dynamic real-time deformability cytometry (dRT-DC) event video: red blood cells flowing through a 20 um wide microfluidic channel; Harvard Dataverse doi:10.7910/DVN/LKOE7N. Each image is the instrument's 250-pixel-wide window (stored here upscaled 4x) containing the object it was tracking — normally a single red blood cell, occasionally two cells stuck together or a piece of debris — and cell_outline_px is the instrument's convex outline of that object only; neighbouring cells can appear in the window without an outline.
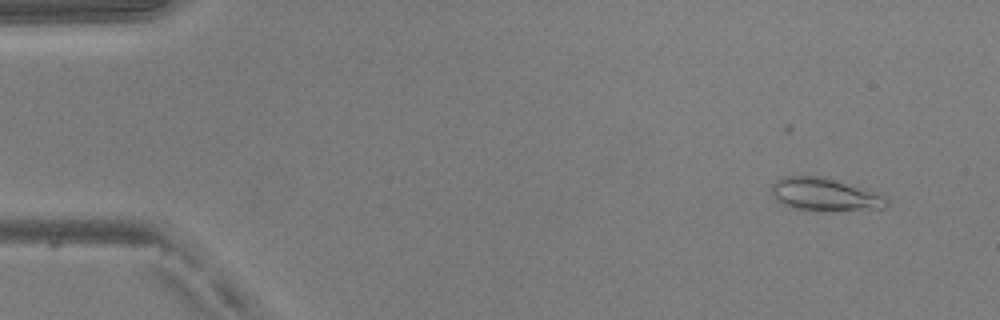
{"species": "common noctule bat (a hibernating species)", "species_latin": "Nyctalus noctula", "temperature_condition": "warm", "stored_images_in_passage": 48, "camera_frame_rate_fps": 3000, "um_per_image_px": 0.085, "animal": {"sex": "male", "body_mass_g": 20.5, "forearm_length_mm": 52.5}, "frame": {"image": 1, "passage_image": 4, "time_ms": 1.0, "image_size_px": [1000, 320], "cell_outline_px": [[888, 204], [884, 208], [792, 208], [776, 200], [772, 192], [772, 184], [776, 180], [784, 176], [824, 176], [884, 196], [888, 200]], "centroid_in_image_um": [70.02, 16.47], "position_along_channel_um": 15.0, "area_um2": 20.69}}
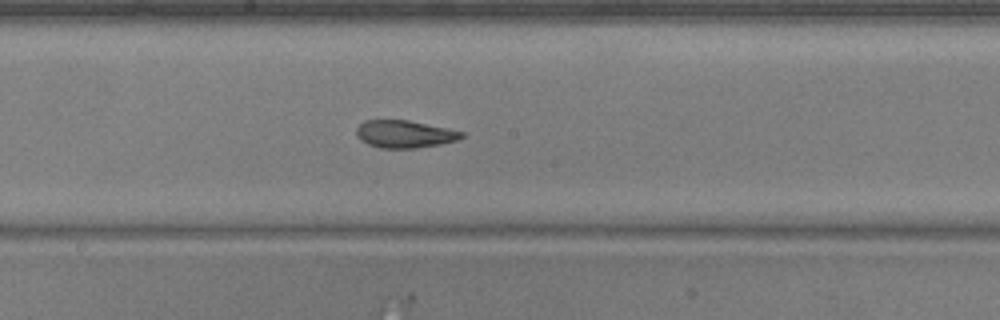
{"frame": {"image": 2, "passage_image": 27, "time_ms": 8.667, "image_size_px": [1000, 320], "cell_outline_px": [[464, 136], [456, 140], [440, 144], [416, 148], [380, 148], [368, 144], [360, 140], [356, 136], [356, 128], [364, 120], [408, 120], [448, 128], [464, 132]], "centroid_in_image_um": [34.36, 11.39], "position_along_channel_um": 213.8, "area_um2": 16.88}}
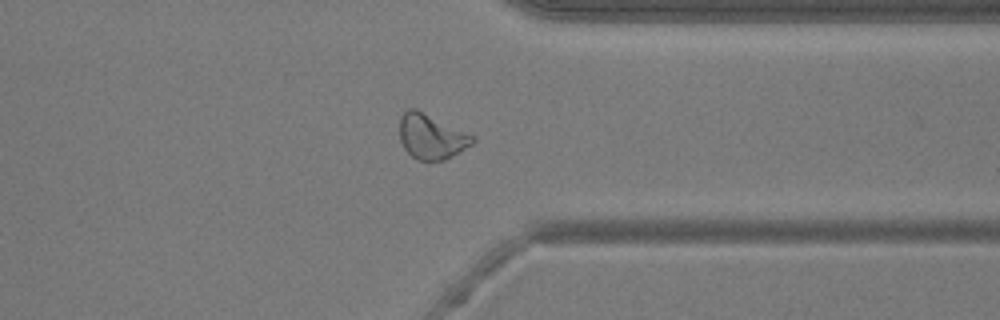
{"frame": {"image": 3, "passage_image": 39, "time_ms": 12.667, "image_size_px": [1000, 320], "cell_outline_px": [[476, 140], [472, 144], [444, 160], [416, 160], [404, 148], [400, 140], [400, 116], [408, 108], [416, 108], [476, 136]], "centroid_in_image_um": [36.66, 11.59], "position_along_channel_um": 374.7, "area_um2": 19.13}, "authors_computed_cell_mechanics": {"area_um2": 18.9295, "velocity_mm_per_s": 4.0928, "shape_relaxation_time_tau1_ms": 3.1875, "shape_relaxation_time_tau2_ms": 1.9255, "deformation_change_tau1": 0.1492, "deformation_change_tau2": 0.1025}}